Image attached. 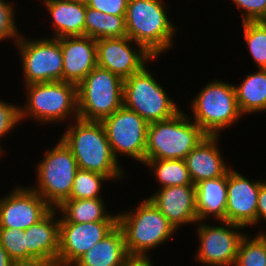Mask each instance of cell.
<instances>
[{"mask_svg":"<svg viewBox=\"0 0 266 266\" xmlns=\"http://www.w3.org/2000/svg\"><path fill=\"white\" fill-rule=\"evenodd\" d=\"M68 125L59 138L72 151L80 169L106 175L112 182L126 177L113 156L101 121L77 118Z\"/></svg>","mask_w":266,"mask_h":266,"instance_id":"1","label":"cell"},{"mask_svg":"<svg viewBox=\"0 0 266 266\" xmlns=\"http://www.w3.org/2000/svg\"><path fill=\"white\" fill-rule=\"evenodd\" d=\"M167 6L164 0H128L127 36L155 58L174 46L177 28L169 19Z\"/></svg>","mask_w":266,"mask_h":266,"instance_id":"2","label":"cell"},{"mask_svg":"<svg viewBox=\"0 0 266 266\" xmlns=\"http://www.w3.org/2000/svg\"><path fill=\"white\" fill-rule=\"evenodd\" d=\"M144 199L133 210L117 214L128 256L137 261L148 258L151 250L169 241L176 232L160 210L148 198Z\"/></svg>","mask_w":266,"mask_h":266,"instance_id":"3","label":"cell"},{"mask_svg":"<svg viewBox=\"0 0 266 266\" xmlns=\"http://www.w3.org/2000/svg\"><path fill=\"white\" fill-rule=\"evenodd\" d=\"M24 105H20L21 122L32 118L41 125L79 118L77 85L64 81L25 85Z\"/></svg>","mask_w":266,"mask_h":266,"instance_id":"4","label":"cell"},{"mask_svg":"<svg viewBox=\"0 0 266 266\" xmlns=\"http://www.w3.org/2000/svg\"><path fill=\"white\" fill-rule=\"evenodd\" d=\"M180 110L173 117L152 122L147 128L146 160L185 159L206 136L203 130Z\"/></svg>","mask_w":266,"mask_h":266,"instance_id":"5","label":"cell"},{"mask_svg":"<svg viewBox=\"0 0 266 266\" xmlns=\"http://www.w3.org/2000/svg\"><path fill=\"white\" fill-rule=\"evenodd\" d=\"M190 101V119L206 135L220 136V131L233 127L243 117L237 105L235 86L226 81L208 82Z\"/></svg>","mask_w":266,"mask_h":266,"instance_id":"6","label":"cell"},{"mask_svg":"<svg viewBox=\"0 0 266 266\" xmlns=\"http://www.w3.org/2000/svg\"><path fill=\"white\" fill-rule=\"evenodd\" d=\"M36 164V184L30 186L52 208H58L70 197L79 169L72 151L59 139L53 148L44 151Z\"/></svg>","mask_w":266,"mask_h":266,"instance_id":"7","label":"cell"},{"mask_svg":"<svg viewBox=\"0 0 266 266\" xmlns=\"http://www.w3.org/2000/svg\"><path fill=\"white\" fill-rule=\"evenodd\" d=\"M124 80L108 69L96 66L77 85L80 119L102 121L123 106Z\"/></svg>","mask_w":266,"mask_h":266,"instance_id":"8","label":"cell"},{"mask_svg":"<svg viewBox=\"0 0 266 266\" xmlns=\"http://www.w3.org/2000/svg\"><path fill=\"white\" fill-rule=\"evenodd\" d=\"M147 68L124 80L123 105L148 123L169 119L181 109Z\"/></svg>","mask_w":266,"mask_h":266,"instance_id":"9","label":"cell"},{"mask_svg":"<svg viewBox=\"0 0 266 266\" xmlns=\"http://www.w3.org/2000/svg\"><path fill=\"white\" fill-rule=\"evenodd\" d=\"M14 45L19 49L24 86L62 81L63 56L58 38L30 39L21 35Z\"/></svg>","mask_w":266,"mask_h":266,"instance_id":"10","label":"cell"},{"mask_svg":"<svg viewBox=\"0 0 266 266\" xmlns=\"http://www.w3.org/2000/svg\"><path fill=\"white\" fill-rule=\"evenodd\" d=\"M217 222H220V226L204 221L195 224L200 243L194 259L208 266H234L240 242L246 235L245 227L226 220Z\"/></svg>","mask_w":266,"mask_h":266,"instance_id":"11","label":"cell"},{"mask_svg":"<svg viewBox=\"0 0 266 266\" xmlns=\"http://www.w3.org/2000/svg\"><path fill=\"white\" fill-rule=\"evenodd\" d=\"M113 156L130 157L144 164L148 122L124 105L101 121Z\"/></svg>","mask_w":266,"mask_h":266,"instance_id":"12","label":"cell"},{"mask_svg":"<svg viewBox=\"0 0 266 266\" xmlns=\"http://www.w3.org/2000/svg\"><path fill=\"white\" fill-rule=\"evenodd\" d=\"M96 46L97 66L108 69L123 80L141 71L152 60H157L128 36L98 39Z\"/></svg>","mask_w":266,"mask_h":266,"instance_id":"13","label":"cell"},{"mask_svg":"<svg viewBox=\"0 0 266 266\" xmlns=\"http://www.w3.org/2000/svg\"><path fill=\"white\" fill-rule=\"evenodd\" d=\"M117 226V221L59 222L57 266H73Z\"/></svg>","mask_w":266,"mask_h":266,"instance_id":"14","label":"cell"},{"mask_svg":"<svg viewBox=\"0 0 266 266\" xmlns=\"http://www.w3.org/2000/svg\"><path fill=\"white\" fill-rule=\"evenodd\" d=\"M0 198V228L26 230L52 208L31 187L16 186Z\"/></svg>","mask_w":266,"mask_h":266,"instance_id":"15","label":"cell"},{"mask_svg":"<svg viewBox=\"0 0 266 266\" xmlns=\"http://www.w3.org/2000/svg\"><path fill=\"white\" fill-rule=\"evenodd\" d=\"M260 180H250L233 167L227 173V203L225 220L241 225L255 227L257 200Z\"/></svg>","mask_w":266,"mask_h":266,"instance_id":"16","label":"cell"},{"mask_svg":"<svg viewBox=\"0 0 266 266\" xmlns=\"http://www.w3.org/2000/svg\"><path fill=\"white\" fill-rule=\"evenodd\" d=\"M148 199L168 219L176 231L188 224H196V186L181 185L157 189Z\"/></svg>","mask_w":266,"mask_h":266,"instance_id":"17","label":"cell"},{"mask_svg":"<svg viewBox=\"0 0 266 266\" xmlns=\"http://www.w3.org/2000/svg\"><path fill=\"white\" fill-rule=\"evenodd\" d=\"M27 262H42L57 266L59 252V217L51 209L41 220L24 230Z\"/></svg>","mask_w":266,"mask_h":266,"instance_id":"18","label":"cell"},{"mask_svg":"<svg viewBox=\"0 0 266 266\" xmlns=\"http://www.w3.org/2000/svg\"><path fill=\"white\" fill-rule=\"evenodd\" d=\"M62 49V81L78 85L97 66L96 40L83 36L58 38Z\"/></svg>","mask_w":266,"mask_h":266,"instance_id":"19","label":"cell"},{"mask_svg":"<svg viewBox=\"0 0 266 266\" xmlns=\"http://www.w3.org/2000/svg\"><path fill=\"white\" fill-rule=\"evenodd\" d=\"M220 137L206 135L185 157L184 160L194 185L203 180L224 176L231 169L219 150Z\"/></svg>","mask_w":266,"mask_h":266,"instance_id":"20","label":"cell"},{"mask_svg":"<svg viewBox=\"0 0 266 266\" xmlns=\"http://www.w3.org/2000/svg\"><path fill=\"white\" fill-rule=\"evenodd\" d=\"M51 17L54 38L85 35V0H42Z\"/></svg>","mask_w":266,"mask_h":266,"instance_id":"21","label":"cell"},{"mask_svg":"<svg viewBox=\"0 0 266 266\" xmlns=\"http://www.w3.org/2000/svg\"><path fill=\"white\" fill-rule=\"evenodd\" d=\"M132 259L125 248V237L117 225L73 266H127Z\"/></svg>","mask_w":266,"mask_h":266,"instance_id":"22","label":"cell"},{"mask_svg":"<svg viewBox=\"0 0 266 266\" xmlns=\"http://www.w3.org/2000/svg\"><path fill=\"white\" fill-rule=\"evenodd\" d=\"M196 211L198 221L213 216L214 221L225 220L227 203V174L203 180L196 185Z\"/></svg>","mask_w":266,"mask_h":266,"instance_id":"23","label":"cell"},{"mask_svg":"<svg viewBox=\"0 0 266 266\" xmlns=\"http://www.w3.org/2000/svg\"><path fill=\"white\" fill-rule=\"evenodd\" d=\"M102 198L68 199L58 208L59 222L87 223L96 221H117V214L109 213Z\"/></svg>","mask_w":266,"mask_h":266,"instance_id":"24","label":"cell"},{"mask_svg":"<svg viewBox=\"0 0 266 266\" xmlns=\"http://www.w3.org/2000/svg\"><path fill=\"white\" fill-rule=\"evenodd\" d=\"M235 85L237 105L241 114L266 112V69H257Z\"/></svg>","mask_w":266,"mask_h":266,"instance_id":"25","label":"cell"},{"mask_svg":"<svg viewBox=\"0 0 266 266\" xmlns=\"http://www.w3.org/2000/svg\"><path fill=\"white\" fill-rule=\"evenodd\" d=\"M85 35L95 40L126 37L125 16L106 14L86 6Z\"/></svg>","mask_w":266,"mask_h":266,"instance_id":"26","label":"cell"},{"mask_svg":"<svg viewBox=\"0 0 266 266\" xmlns=\"http://www.w3.org/2000/svg\"><path fill=\"white\" fill-rule=\"evenodd\" d=\"M154 173L160 188L181 185H194L183 159L146 160L143 164Z\"/></svg>","mask_w":266,"mask_h":266,"instance_id":"27","label":"cell"},{"mask_svg":"<svg viewBox=\"0 0 266 266\" xmlns=\"http://www.w3.org/2000/svg\"><path fill=\"white\" fill-rule=\"evenodd\" d=\"M234 266H266V232L246 234L240 242Z\"/></svg>","mask_w":266,"mask_h":266,"instance_id":"28","label":"cell"},{"mask_svg":"<svg viewBox=\"0 0 266 266\" xmlns=\"http://www.w3.org/2000/svg\"><path fill=\"white\" fill-rule=\"evenodd\" d=\"M244 42L257 69H266V23L242 22Z\"/></svg>","mask_w":266,"mask_h":266,"instance_id":"29","label":"cell"},{"mask_svg":"<svg viewBox=\"0 0 266 266\" xmlns=\"http://www.w3.org/2000/svg\"><path fill=\"white\" fill-rule=\"evenodd\" d=\"M111 181L106 175L78 169L69 199H94L102 198L100 192L104 182Z\"/></svg>","mask_w":266,"mask_h":266,"instance_id":"30","label":"cell"},{"mask_svg":"<svg viewBox=\"0 0 266 266\" xmlns=\"http://www.w3.org/2000/svg\"><path fill=\"white\" fill-rule=\"evenodd\" d=\"M0 242L15 263L27 262L24 230L0 228Z\"/></svg>","mask_w":266,"mask_h":266,"instance_id":"31","label":"cell"},{"mask_svg":"<svg viewBox=\"0 0 266 266\" xmlns=\"http://www.w3.org/2000/svg\"><path fill=\"white\" fill-rule=\"evenodd\" d=\"M14 7L13 2L0 0V42L11 38L16 44L21 37L15 21Z\"/></svg>","mask_w":266,"mask_h":266,"instance_id":"32","label":"cell"},{"mask_svg":"<svg viewBox=\"0 0 266 266\" xmlns=\"http://www.w3.org/2000/svg\"><path fill=\"white\" fill-rule=\"evenodd\" d=\"M241 13L242 22L263 21L266 17V0H230ZM241 9L243 11H241Z\"/></svg>","mask_w":266,"mask_h":266,"instance_id":"33","label":"cell"},{"mask_svg":"<svg viewBox=\"0 0 266 266\" xmlns=\"http://www.w3.org/2000/svg\"><path fill=\"white\" fill-rule=\"evenodd\" d=\"M20 106L0 99V140L20 125Z\"/></svg>","mask_w":266,"mask_h":266,"instance_id":"34","label":"cell"},{"mask_svg":"<svg viewBox=\"0 0 266 266\" xmlns=\"http://www.w3.org/2000/svg\"><path fill=\"white\" fill-rule=\"evenodd\" d=\"M86 6L106 14L125 16L128 0H85Z\"/></svg>","mask_w":266,"mask_h":266,"instance_id":"35","label":"cell"},{"mask_svg":"<svg viewBox=\"0 0 266 266\" xmlns=\"http://www.w3.org/2000/svg\"><path fill=\"white\" fill-rule=\"evenodd\" d=\"M260 220L266 222V179L262 180L259 189L257 200L256 225L261 222Z\"/></svg>","mask_w":266,"mask_h":266,"instance_id":"36","label":"cell"},{"mask_svg":"<svg viewBox=\"0 0 266 266\" xmlns=\"http://www.w3.org/2000/svg\"><path fill=\"white\" fill-rule=\"evenodd\" d=\"M14 263L0 242V266H12Z\"/></svg>","mask_w":266,"mask_h":266,"instance_id":"37","label":"cell"},{"mask_svg":"<svg viewBox=\"0 0 266 266\" xmlns=\"http://www.w3.org/2000/svg\"><path fill=\"white\" fill-rule=\"evenodd\" d=\"M12 266H49L45 263L34 261V262H19L14 263Z\"/></svg>","mask_w":266,"mask_h":266,"instance_id":"38","label":"cell"},{"mask_svg":"<svg viewBox=\"0 0 266 266\" xmlns=\"http://www.w3.org/2000/svg\"><path fill=\"white\" fill-rule=\"evenodd\" d=\"M127 266H145L143 261L132 260Z\"/></svg>","mask_w":266,"mask_h":266,"instance_id":"39","label":"cell"},{"mask_svg":"<svg viewBox=\"0 0 266 266\" xmlns=\"http://www.w3.org/2000/svg\"><path fill=\"white\" fill-rule=\"evenodd\" d=\"M151 260H152V258H150V256H149L148 258H145L142 261L144 262L145 266H154V264Z\"/></svg>","mask_w":266,"mask_h":266,"instance_id":"40","label":"cell"},{"mask_svg":"<svg viewBox=\"0 0 266 266\" xmlns=\"http://www.w3.org/2000/svg\"><path fill=\"white\" fill-rule=\"evenodd\" d=\"M4 150H3V147L0 145V156L3 154L4 155Z\"/></svg>","mask_w":266,"mask_h":266,"instance_id":"41","label":"cell"}]
</instances>
